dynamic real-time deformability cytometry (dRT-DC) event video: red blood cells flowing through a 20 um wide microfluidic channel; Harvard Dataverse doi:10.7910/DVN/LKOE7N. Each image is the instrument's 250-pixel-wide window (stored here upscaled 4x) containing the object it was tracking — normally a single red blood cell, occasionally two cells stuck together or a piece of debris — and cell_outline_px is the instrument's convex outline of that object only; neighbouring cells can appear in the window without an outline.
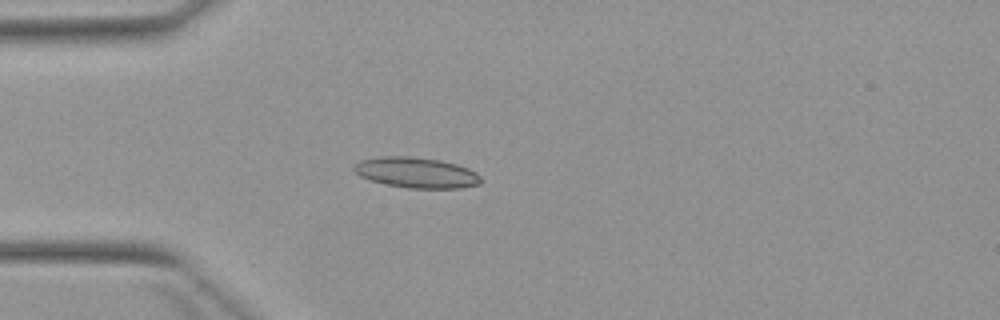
{"species": "Egyptian fruit bat (a non-hibernating species)", "species_latin": "Rousettus aegyptiacus", "temperature_condition": "warm", "stored_images_in_passage": 1, "camera_frame_rate_fps": 3000, "um_per_image_px": 0.085, "animal": {"sex": "female"}, "frame": {"image": 1, "passage_image": 1, "time_ms": 0.0, "image_size_px": [1000, 320], "cell_outline_px": [[480, 184], [460, 188], [408, 188], [388, 184], [372, 180], [360, 176], [352, 168], [360, 160], [380, 156], [408, 156], [440, 160], [456, 164], [468, 168], [476, 172], [480, 176]], "centroid_in_image_um": [35.4, 14.66], "position_along_channel_um": 49.6, "area_um2": 22.43}}